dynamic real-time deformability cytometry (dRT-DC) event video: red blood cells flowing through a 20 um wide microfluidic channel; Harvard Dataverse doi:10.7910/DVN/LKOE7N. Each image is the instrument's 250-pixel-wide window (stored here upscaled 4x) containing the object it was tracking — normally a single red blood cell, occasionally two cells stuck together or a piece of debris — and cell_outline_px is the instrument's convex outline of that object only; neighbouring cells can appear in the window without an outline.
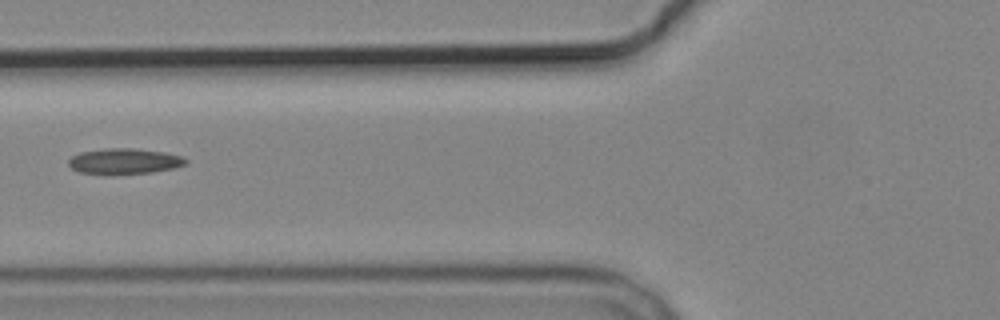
{"species": "common noctule bat (a hibernating species)", "species_latin": "Nyctalus noctula", "temperature_condition": "cold", "stored_images_in_passage": 9, "camera_frame_rate_fps": 3000, "um_per_image_px": 0.085, "animal": {"sex": "male", "body_mass_g": 19.2, "forearm_length_mm": 51.8}, "frame": {"image": 1, "passage_image": 7, "time_ms": 8.667, "image_size_px": [1000, 320], "cell_outline_px": [[188, 160], [184, 164], [172, 168], [152, 172], [80, 172], [72, 168], [68, 164], [68, 160], [72, 156], [80, 152], [108, 148], [136, 148], [164, 152], [180, 156]], "centroid_in_image_um": [10.57, 13.66], "position_along_channel_um": 115.2, "area_um2": 16.7}}
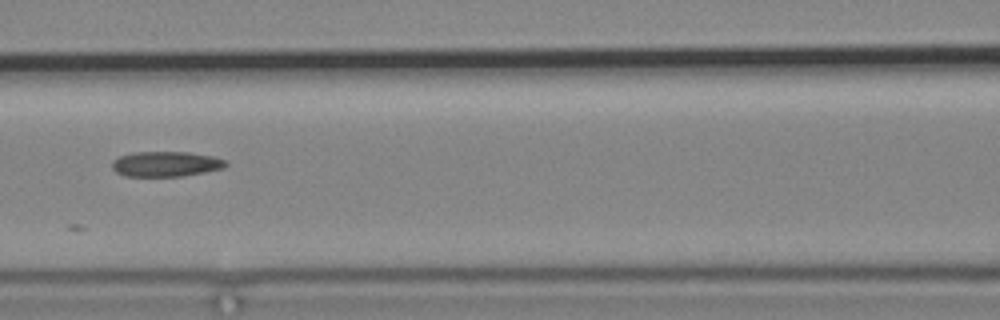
{"frame": {"image": 2, "passage_image": 8, "time_ms": 9.667, "image_size_px": [1000, 320], "cell_outline_px": [[228, 164], [224, 168], [184, 176], [124, 176], [116, 172], [112, 168], [112, 160], [120, 156], [132, 152], [188, 152], [216, 156], [228, 160]], "centroid_in_image_um": [14.13, 13.93], "position_along_channel_um": 152.5, "area_um2": 16.94}}
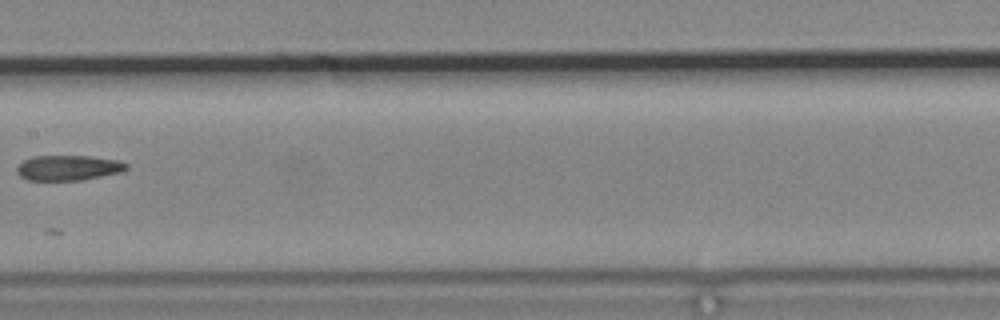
{"frame": {"image": 3, "passage_image": 9, "time_ms": 11.0, "image_size_px": [1000, 320], "cell_outline_px": [[128, 168], [124, 172], [80, 180], [28, 180], [20, 176], [16, 172], [16, 168], [24, 160], [32, 156], [92, 156], [120, 160], [128, 164]], "centroid_in_image_um": [5.85, 14.26], "position_along_channel_um": 201.6, "area_um2": 16.24}}